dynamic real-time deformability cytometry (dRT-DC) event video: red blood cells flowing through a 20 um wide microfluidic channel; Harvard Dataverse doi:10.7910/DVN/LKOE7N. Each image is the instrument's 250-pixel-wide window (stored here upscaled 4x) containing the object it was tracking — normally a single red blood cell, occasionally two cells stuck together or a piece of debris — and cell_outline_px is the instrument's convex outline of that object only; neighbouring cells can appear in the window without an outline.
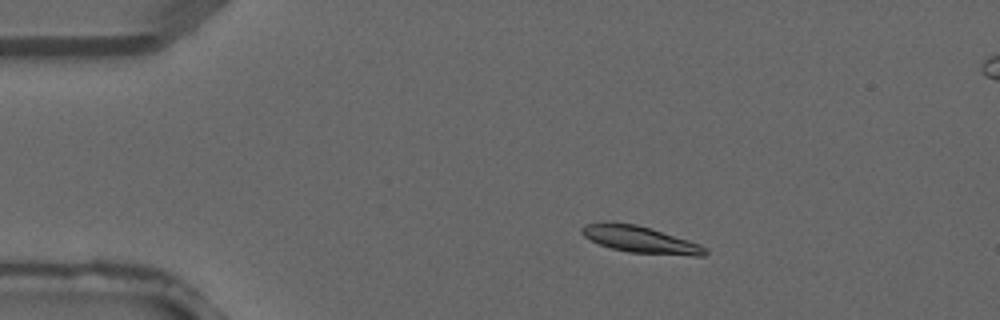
{"species": "common noctule bat (a hibernating species)", "species_latin": "Nyctalus noctula", "temperature_condition": "warm", "stored_images_in_passage": 2, "camera_frame_rate_fps": 3000, "um_per_image_px": 0.085, "animal": {"sex": "male", "forearm_length_mm": 52.5}, "frame": {"image": 1, "passage_image": 2, "time_ms": 0.333, "image_size_px": [1000, 320], "cell_outline_px": [[708, 252], [704, 256], [692, 256], [628, 252], [612, 248], [600, 244], [584, 236], [580, 232], [580, 228], [584, 224], [636, 224], [652, 228], [700, 244]], "centroid_in_image_um": [54.48, 20.39], "position_along_channel_um": 30.5, "area_um2": 18.73}}